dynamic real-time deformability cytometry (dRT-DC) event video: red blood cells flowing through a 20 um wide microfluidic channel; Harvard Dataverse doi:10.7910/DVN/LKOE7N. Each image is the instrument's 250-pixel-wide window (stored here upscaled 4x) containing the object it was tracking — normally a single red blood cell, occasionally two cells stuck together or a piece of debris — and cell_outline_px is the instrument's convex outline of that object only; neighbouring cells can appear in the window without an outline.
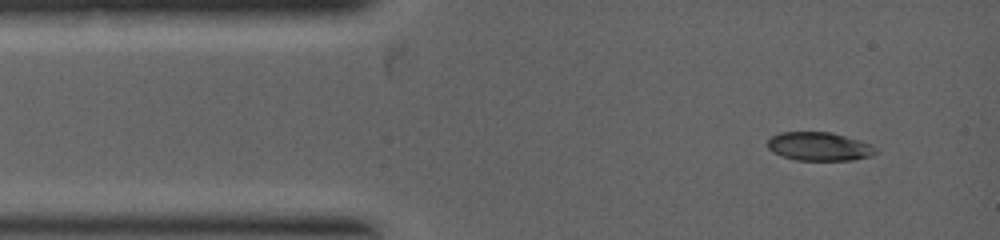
{"species": "common noctule bat (a hibernating species)", "species_latin": "Nyctalus noctula", "temperature_condition": "warm", "stored_images_in_passage": 2, "camera_frame_rate_fps": 5000, "um_per_image_px": 0.085, "animal": {"sex": "female", "body_mass_g": 19.0, "forearm_length_mm": 53.3}, "frame": {"image": 1, "passage_image": 1, "time_ms": 0.0, "image_size_px": [1000, 240], "cell_outline_px": [[880, 152], [872, 156], [852, 160], [796, 160], [772, 152], [768, 148], [768, 140], [772, 136], [780, 132], [832, 132], [860, 140], [872, 144]], "centroid_in_image_um": [69.69, 12.45], "position_along_channel_um": 15.3, "area_um2": 18.15}}